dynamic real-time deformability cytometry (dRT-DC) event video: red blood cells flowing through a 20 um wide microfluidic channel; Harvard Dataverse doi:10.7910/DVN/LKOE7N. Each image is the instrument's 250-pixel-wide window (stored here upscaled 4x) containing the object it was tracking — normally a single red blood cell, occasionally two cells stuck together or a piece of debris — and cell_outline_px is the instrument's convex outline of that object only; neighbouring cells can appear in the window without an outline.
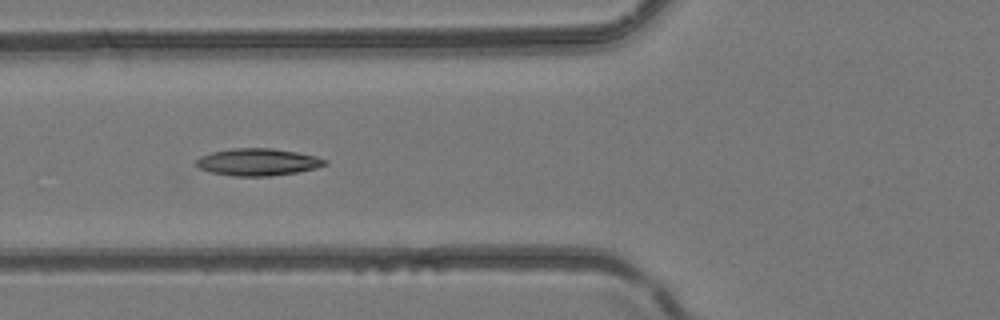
{"species": "common noctule bat (a hibernating species)", "species_latin": "Nyctalus noctula", "temperature_condition": "room temperature", "stored_images_in_passage": 4, "camera_frame_rate_fps": 3000, "um_per_image_px": 0.085, "animal": {"sex": "female", "body_mass_g": 24.6, "forearm_length_mm": 56.2}, "frame": {"image": 1, "passage_image": 4, "time_ms": 1.0, "image_size_px": [1000, 320], "cell_outline_px": [[328, 164], [316, 168], [296, 172], [268, 176], [232, 176], [212, 172], [200, 168], [196, 164], [196, 160], [200, 156], [212, 152], [232, 148], [272, 148], [296, 152], [316, 156], [328, 160]], "centroid_in_image_um": [21.93, 13.77], "position_along_channel_um": 103.9, "area_um2": 20.29}}